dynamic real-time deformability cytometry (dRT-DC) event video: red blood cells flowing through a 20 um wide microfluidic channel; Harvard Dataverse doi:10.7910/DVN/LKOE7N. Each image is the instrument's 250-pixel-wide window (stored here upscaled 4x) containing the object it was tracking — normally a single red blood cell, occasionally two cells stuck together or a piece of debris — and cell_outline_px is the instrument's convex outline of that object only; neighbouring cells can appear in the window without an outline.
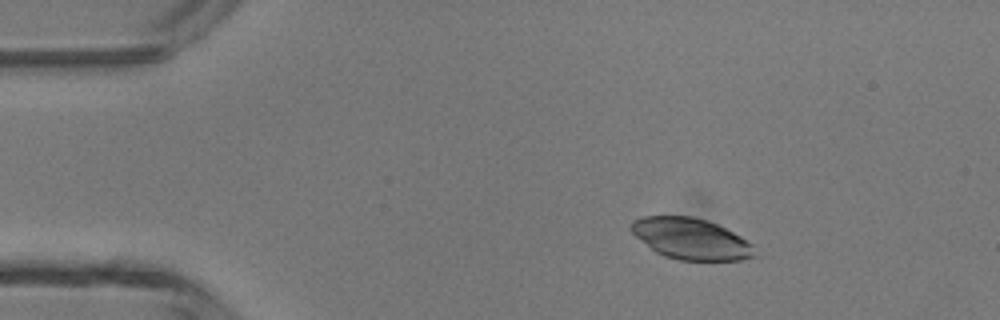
{"species": "common noctule bat (a hibernating species)", "species_latin": "Nyctalus noctula", "temperature_condition": "room temperature", "stored_images_in_passage": 40, "camera_frame_rate_fps": 3000, "um_per_image_px": 0.085, "animal": {"sex": "male", "body_mass_g": 13.3}, "frame": {"image": 1, "passage_image": 1, "time_ms": 0.0, "image_size_px": [1000, 320], "cell_outline_px": [[760, 256], [740, 260], [680, 260], [664, 256], [656, 252], [636, 236], [632, 232], [632, 220], [644, 216], [692, 216], [708, 220], [740, 236], [752, 244]], "centroid_in_image_um": [58.78, 20.3], "position_along_channel_um": 26.2, "area_um2": 29.54}}
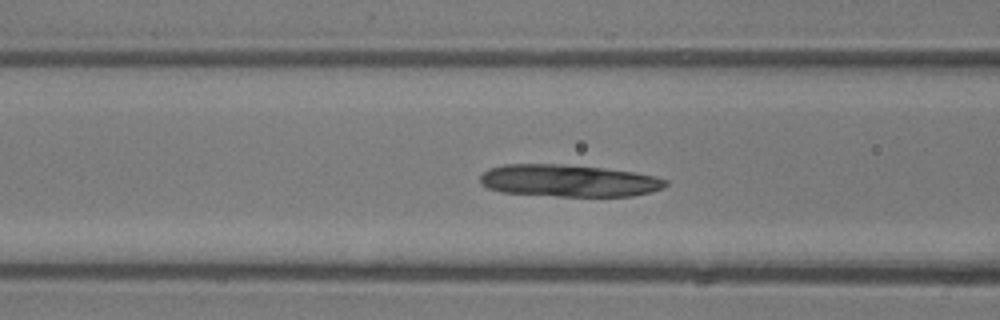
{"frame": {"image": 2, "passage_image": 12, "time_ms": 3.667, "image_size_px": [1000, 320], "cell_outline_px": [[668, 184], [664, 188], [632, 196], [556, 196], [500, 192], [488, 188], [480, 184], [480, 176], [488, 168], [504, 164], [560, 164], [600, 168], [632, 172], [656, 176], [668, 180]], "centroid_in_image_um": [48.3, 15.36], "position_along_channel_um": 118.3, "area_um2": 34.74}}
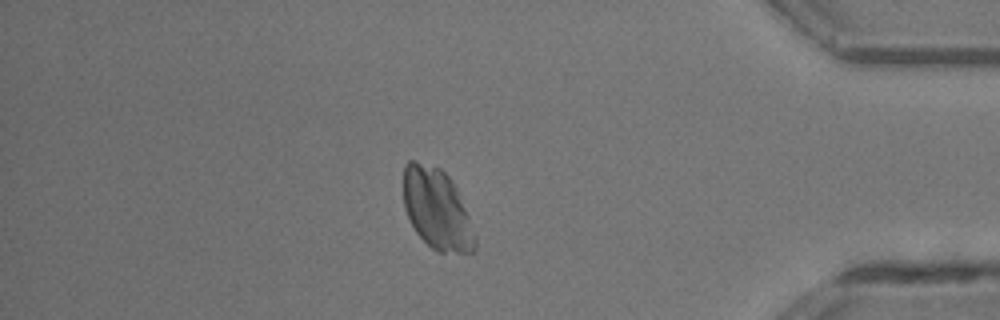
{"frame": {"image": 3, "passage_image": 34, "time_ms": 11.0, "image_size_px": [1000, 320], "cell_outline_px": [[476, 248], [472, 252], [440, 252], [432, 248], [416, 232], [404, 208], [404, 164], [408, 160], [416, 160], [440, 168], [448, 176], [456, 188], [468, 216], [476, 236]], "centroid_in_image_um": [37.12, 17.76], "position_along_channel_um": 398.1, "area_um2": 33.35}}